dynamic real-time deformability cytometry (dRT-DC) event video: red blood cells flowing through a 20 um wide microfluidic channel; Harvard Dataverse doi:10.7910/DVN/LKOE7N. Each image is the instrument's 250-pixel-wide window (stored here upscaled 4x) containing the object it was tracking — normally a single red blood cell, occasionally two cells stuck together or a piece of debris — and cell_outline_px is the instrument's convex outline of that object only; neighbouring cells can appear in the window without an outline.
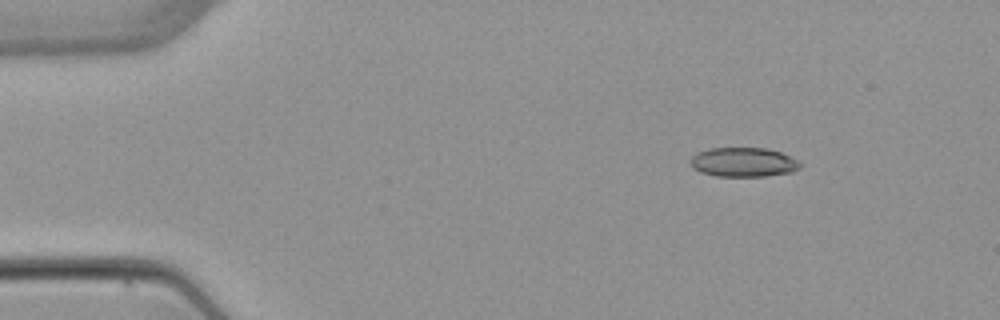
{"species": "common noctule bat (a hibernating species)", "species_latin": "Nyctalus noctula", "temperature_condition": "warm", "stored_images_in_passage": 4, "camera_frame_rate_fps": 3000, "um_per_image_px": 0.085, "animal": {"sex": "female", "body_mass_g": 22.7, "forearm_length_mm": 54.2}, "frame": {"image": 1, "passage_image": 1, "time_ms": 0.0, "image_size_px": [1000, 320], "cell_outline_px": [[804, 164], [800, 168], [792, 172], [764, 176], [716, 176], [700, 172], [692, 168], [692, 156], [696, 152], [708, 148], [768, 148], [792, 156]], "centroid_in_image_um": [63.23, 13.78], "position_along_channel_um": 21.8, "area_um2": 18.96}}